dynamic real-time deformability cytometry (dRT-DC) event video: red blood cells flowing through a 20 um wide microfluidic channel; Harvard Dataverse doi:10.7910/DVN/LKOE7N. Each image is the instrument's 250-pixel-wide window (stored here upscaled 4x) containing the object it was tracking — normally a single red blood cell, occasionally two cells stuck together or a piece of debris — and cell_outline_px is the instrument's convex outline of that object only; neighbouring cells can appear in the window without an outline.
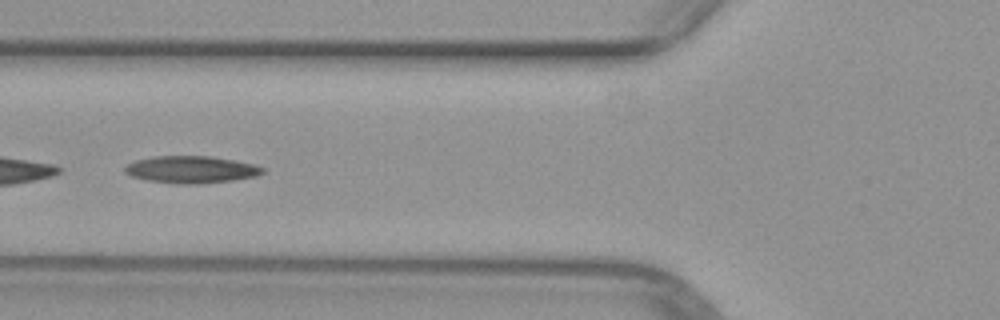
{"species": "common noctule bat (a hibernating species)", "species_latin": "Nyctalus noctula", "temperature_condition": "warm", "stored_images_in_passage": 50, "camera_frame_rate_fps": 3000, "um_per_image_px": 0.085, "animal": {"sex": "female", "body_mass_g": 29.2, "forearm_length_mm": 56.3}, "frame": {"image": 1, "passage_image": 19, "time_ms": 6.0, "image_size_px": [1000, 320], "cell_outline_px": [[264, 172], [256, 176], [232, 180], [200, 184], [176, 184], [148, 180], [132, 176], [124, 172], [124, 168], [128, 164], [136, 160], [152, 156], [208, 156], [256, 164], [264, 168]], "centroid_in_image_um": [16.25, 14.41], "position_along_channel_um": 109.6, "area_um2": 21.73}}
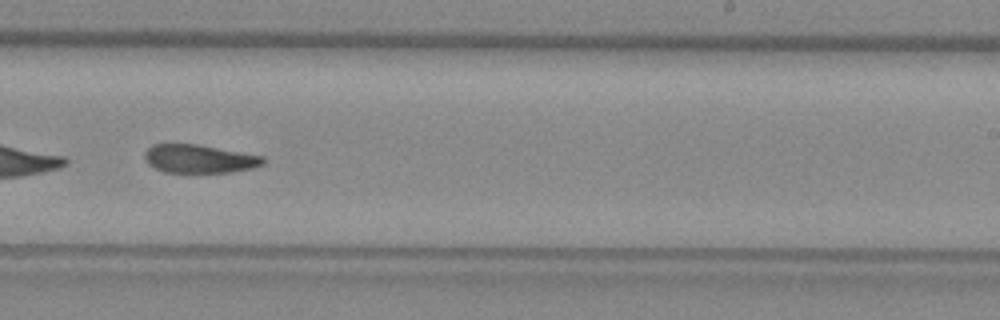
{"frame": {"image": 2, "passage_image": 31, "time_ms": 10.0, "image_size_px": [1000, 320], "cell_outline_px": [[264, 164], [252, 168], [232, 172], [164, 172], [148, 164], [144, 156], [144, 152], [152, 144], [196, 144], [264, 156]], "centroid_in_image_um": [16.93, 13.49], "position_along_channel_um": 272.1, "area_um2": 19.48}}
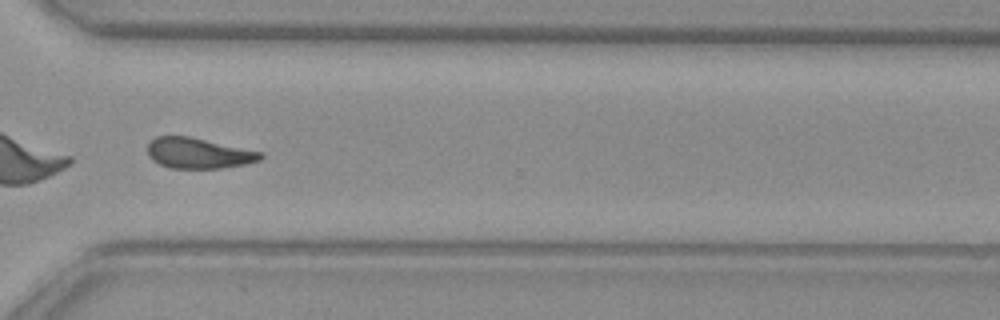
{"frame": {"image": 3, "passage_image": 37, "time_ms": 12.0, "image_size_px": [1000, 320], "cell_outline_px": [[264, 156], [260, 160], [244, 164], [224, 168], [168, 168], [152, 160], [148, 156], [148, 144], [156, 136], [188, 136], [264, 152]], "centroid_in_image_um": [16.88, 13.02], "position_along_channel_um": 353.7, "area_um2": 20.17}}